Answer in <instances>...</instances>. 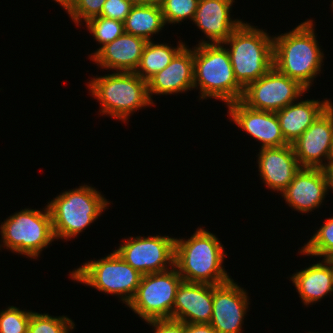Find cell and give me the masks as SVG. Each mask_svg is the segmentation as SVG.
Masks as SVG:
<instances>
[{
  "label": "cell",
  "instance_id": "1",
  "mask_svg": "<svg viewBox=\"0 0 333 333\" xmlns=\"http://www.w3.org/2000/svg\"><path fill=\"white\" fill-rule=\"evenodd\" d=\"M316 39L313 20L273 37V67L307 90L320 74L325 57Z\"/></svg>",
  "mask_w": 333,
  "mask_h": 333
},
{
  "label": "cell",
  "instance_id": "2",
  "mask_svg": "<svg viewBox=\"0 0 333 333\" xmlns=\"http://www.w3.org/2000/svg\"><path fill=\"white\" fill-rule=\"evenodd\" d=\"M227 254L215 234L197 228L188 239H175L174 266L183 281L223 284L232 279L222 266Z\"/></svg>",
  "mask_w": 333,
  "mask_h": 333
},
{
  "label": "cell",
  "instance_id": "3",
  "mask_svg": "<svg viewBox=\"0 0 333 333\" xmlns=\"http://www.w3.org/2000/svg\"><path fill=\"white\" fill-rule=\"evenodd\" d=\"M193 73L194 89L200 90L199 100L213 97L228 105L242 99L244 88L235 78L229 52L222 43L194 47Z\"/></svg>",
  "mask_w": 333,
  "mask_h": 333
},
{
  "label": "cell",
  "instance_id": "4",
  "mask_svg": "<svg viewBox=\"0 0 333 333\" xmlns=\"http://www.w3.org/2000/svg\"><path fill=\"white\" fill-rule=\"evenodd\" d=\"M242 22L223 42L229 52L237 82L245 89L273 67V37Z\"/></svg>",
  "mask_w": 333,
  "mask_h": 333
},
{
  "label": "cell",
  "instance_id": "5",
  "mask_svg": "<svg viewBox=\"0 0 333 333\" xmlns=\"http://www.w3.org/2000/svg\"><path fill=\"white\" fill-rule=\"evenodd\" d=\"M109 205L101 192L89 185L60 193L47 204L55 238L69 240L77 237Z\"/></svg>",
  "mask_w": 333,
  "mask_h": 333
},
{
  "label": "cell",
  "instance_id": "6",
  "mask_svg": "<svg viewBox=\"0 0 333 333\" xmlns=\"http://www.w3.org/2000/svg\"><path fill=\"white\" fill-rule=\"evenodd\" d=\"M89 91L98 100L102 115L126 123L133 112L153 105L148 95L147 82L135 72H114L89 80Z\"/></svg>",
  "mask_w": 333,
  "mask_h": 333
},
{
  "label": "cell",
  "instance_id": "7",
  "mask_svg": "<svg viewBox=\"0 0 333 333\" xmlns=\"http://www.w3.org/2000/svg\"><path fill=\"white\" fill-rule=\"evenodd\" d=\"M0 230L3 240L0 248L5 247L31 259L38 258L56 239L47 205L43 211L25 208L10 215L2 222Z\"/></svg>",
  "mask_w": 333,
  "mask_h": 333
},
{
  "label": "cell",
  "instance_id": "8",
  "mask_svg": "<svg viewBox=\"0 0 333 333\" xmlns=\"http://www.w3.org/2000/svg\"><path fill=\"white\" fill-rule=\"evenodd\" d=\"M69 274L78 283L106 294L118 295L126 305L135 296L142 277L115 250L100 260L85 262Z\"/></svg>",
  "mask_w": 333,
  "mask_h": 333
},
{
  "label": "cell",
  "instance_id": "9",
  "mask_svg": "<svg viewBox=\"0 0 333 333\" xmlns=\"http://www.w3.org/2000/svg\"><path fill=\"white\" fill-rule=\"evenodd\" d=\"M182 281L175 266L142 275L136 294L127 306L145 322L172 319L176 292Z\"/></svg>",
  "mask_w": 333,
  "mask_h": 333
},
{
  "label": "cell",
  "instance_id": "10",
  "mask_svg": "<svg viewBox=\"0 0 333 333\" xmlns=\"http://www.w3.org/2000/svg\"><path fill=\"white\" fill-rule=\"evenodd\" d=\"M306 91L298 81L272 67L244 89L241 101L254 110L277 112L304 96Z\"/></svg>",
  "mask_w": 333,
  "mask_h": 333
},
{
  "label": "cell",
  "instance_id": "11",
  "mask_svg": "<svg viewBox=\"0 0 333 333\" xmlns=\"http://www.w3.org/2000/svg\"><path fill=\"white\" fill-rule=\"evenodd\" d=\"M127 239L115 251L140 274L162 272L174 266L175 237L156 234Z\"/></svg>",
  "mask_w": 333,
  "mask_h": 333
},
{
  "label": "cell",
  "instance_id": "12",
  "mask_svg": "<svg viewBox=\"0 0 333 333\" xmlns=\"http://www.w3.org/2000/svg\"><path fill=\"white\" fill-rule=\"evenodd\" d=\"M332 142L331 103L291 145L301 168H322L326 164L325 160L328 162Z\"/></svg>",
  "mask_w": 333,
  "mask_h": 333
},
{
  "label": "cell",
  "instance_id": "13",
  "mask_svg": "<svg viewBox=\"0 0 333 333\" xmlns=\"http://www.w3.org/2000/svg\"><path fill=\"white\" fill-rule=\"evenodd\" d=\"M233 279L213 285V310L210 325L217 333H241L249 297Z\"/></svg>",
  "mask_w": 333,
  "mask_h": 333
},
{
  "label": "cell",
  "instance_id": "14",
  "mask_svg": "<svg viewBox=\"0 0 333 333\" xmlns=\"http://www.w3.org/2000/svg\"><path fill=\"white\" fill-rule=\"evenodd\" d=\"M227 107L230 121L259 141L261 149L288 145L282 135L276 112L251 109L241 100L229 103Z\"/></svg>",
  "mask_w": 333,
  "mask_h": 333
},
{
  "label": "cell",
  "instance_id": "15",
  "mask_svg": "<svg viewBox=\"0 0 333 333\" xmlns=\"http://www.w3.org/2000/svg\"><path fill=\"white\" fill-rule=\"evenodd\" d=\"M194 48L185 45L163 70L147 81L148 95H171L194 89Z\"/></svg>",
  "mask_w": 333,
  "mask_h": 333
},
{
  "label": "cell",
  "instance_id": "16",
  "mask_svg": "<svg viewBox=\"0 0 333 333\" xmlns=\"http://www.w3.org/2000/svg\"><path fill=\"white\" fill-rule=\"evenodd\" d=\"M258 153L260 179L268 189L282 193L301 169L292 145L262 148Z\"/></svg>",
  "mask_w": 333,
  "mask_h": 333
},
{
  "label": "cell",
  "instance_id": "17",
  "mask_svg": "<svg viewBox=\"0 0 333 333\" xmlns=\"http://www.w3.org/2000/svg\"><path fill=\"white\" fill-rule=\"evenodd\" d=\"M235 0H199L193 22L206 35L202 43H223L243 22L231 19L230 11Z\"/></svg>",
  "mask_w": 333,
  "mask_h": 333
},
{
  "label": "cell",
  "instance_id": "18",
  "mask_svg": "<svg viewBox=\"0 0 333 333\" xmlns=\"http://www.w3.org/2000/svg\"><path fill=\"white\" fill-rule=\"evenodd\" d=\"M281 194L285 202L300 213L319 208L328 194L323 170L301 168Z\"/></svg>",
  "mask_w": 333,
  "mask_h": 333
},
{
  "label": "cell",
  "instance_id": "19",
  "mask_svg": "<svg viewBox=\"0 0 333 333\" xmlns=\"http://www.w3.org/2000/svg\"><path fill=\"white\" fill-rule=\"evenodd\" d=\"M213 285L182 281L177 289L172 319L185 323H210Z\"/></svg>",
  "mask_w": 333,
  "mask_h": 333
},
{
  "label": "cell",
  "instance_id": "20",
  "mask_svg": "<svg viewBox=\"0 0 333 333\" xmlns=\"http://www.w3.org/2000/svg\"><path fill=\"white\" fill-rule=\"evenodd\" d=\"M146 40L123 33L103 46L92 58L99 67L116 72H135L139 66Z\"/></svg>",
  "mask_w": 333,
  "mask_h": 333
},
{
  "label": "cell",
  "instance_id": "21",
  "mask_svg": "<svg viewBox=\"0 0 333 333\" xmlns=\"http://www.w3.org/2000/svg\"><path fill=\"white\" fill-rule=\"evenodd\" d=\"M331 104L330 100L292 102L276 112L281 132L288 144L295 142L316 118Z\"/></svg>",
  "mask_w": 333,
  "mask_h": 333
},
{
  "label": "cell",
  "instance_id": "22",
  "mask_svg": "<svg viewBox=\"0 0 333 333\" xmlns=\"http://www.w3.org/2000/svg\"><path fill=\"white\" fill-rule=\"evenodd\" d=\"M290 279L307 307L329 294L332 295L333 271L326 259L292 274Z\"/></svg>",
  "mask_w": 333,
  "mask_h": 333
},
{
  "label": "cell",
  "instance_id": "23",
  "mask_svg": "<svg viewBox=\"0 0 333 333\" xmlns=\"http://www.w3.org/2000/svg\"><path fill=\"white\" fill-rule=\"evenodd\" d=\"M165 26L160 4H134L124 21V32L151 41Z\"/></svg>",
  "mask_w": 333,
  "mask_h": 333
},
{
  "label": "cell",
  "instance_id": "24",
  "mask_svg": "<svg viewBox=\"0 0 333 333\" xmlns=\"http://www.w3.org/2000/svg\"><path fill=\"white\" fill-rule=\"evenodd\" d=\"M177 47L168 46V44H159L147 41L142 52L141 60L135 73L146 82L156 73L163 70L174 56L186 45L178 41Z\"/></svg>",
  "mask_w": 333,
  "mask_h": 333
},
{
  "label": "cell",
  "instance_id": "25",
  "mask_svg": "<svg viewBox=\"0 0 333 333\" xmlns=\"http://www.w3.org/2000/svg\"><path fill=\"white\" fill-rule=\"evenodd\" d=\"M310 240L300 249L306 256H320L327 259L333 256V217L328 218Z\"/></svg>",
  "mask_w": 333,
  "mask_h": 333
},
{
  "label": "cell",
  "instance_id": "26",
  "mask_svg": "<svg viewBox=\"0 0 333 333\" xmlns=\"http://www.w3.org/2000/svg\"><path fill=\"white\" fill-rule=\"evenodd\" d=\"M86 26L89 32L93 34L92 36L96 42L101 45L100 48L89 55V59H91L103 46L111 43L124 33V22L102 16H97L88 20Z\"/></svg>",
  "mask_w": 333,
  "mask_h": 333
},
{
  "label": "cell",
  "instance_id": "27",
  "mask_svg": "<svg viewBox=\"0 0 333 333\" xmlns=\"http://www.w3.org/2000/svg\"><path fill=\"white\" fill-rule=\"evenodd\" d=\"M74 327L73 320L67 316L52 317L48 313L32 312L27 333H69Z\"/></svg>",
  "mask_w": 333,
  "mask_h": 333
},
{
  "label": "cell",
  "instance_id": "28",
  "mask_svg": "<svg viewBox=\"0 0 333 333\" xmlns=\"http://www.w3.org/2000/svg\"><path fill=\"white\" fill-rule=\"evenodd\" d=\"M199 0H164L160 3L164 23L175 24L185 19L192 21L197 10Z\"/></svg>",
  "mask_w": 333,
  "mask_h": 333
},
{
  "label": "cell",
  "instance_id": "29",
  "mask_svg": "<svg viewBox=\"0 0 333 333\" xmlns=\"http://www.w3.org/2000/svg\"><path fill=\"white\" fill-rule=\"evenodd\" d=\"M32 311L9 306L0 311V333H27Z\"/></svg>",
  "mask_w": 333,
  "mask_h": 333
},
{
  "label": "cell",
  "instance_id": "30",
  "mask_svg": "<svg viewBox=\"0 0 333 333\" xmlns=\"http://www.w3.org/2000/svg\"><path fill=\"white\" fill-rule=\"evenodd\" d=\"M106 0H74L68 15L76 25H81V22L100 16ZM83 20V21H82Z\"/></svg>",
  "mask_w": 333,
  "mask_h": 333
},
{
  "label": "cell",
  "instance_id": "31",
  "mask_svg": "<svg viewBox=\"0 0 333 333\" xmlns=\"http://www.w3.org/2000/svg\"><path fill=\"white\" fill-rule=\"evenodd\" d=\"M134 4L132 0H106L100 16L124 22Z\"/></svg>",
  "mask_w": 333,
  "mask_h": 333
},
{
  "label": "cell",
  "instance_id": "32",
  "mask_svg": "<svg viewBox=\"0 0 333 333\" xmlns=\"http://www.w3.org/2000/svg\"><path fill=\"white\" fill-rule=\"evenodd\" d=\"M154 327V333H185V322L173 319H154L147 322Z\"/></svg>",
  "mask_w": 333,
  "mask_h": 333
},
{
  "label": "cell",
  "instance_id": "33",
  "mask_svg": "<svg viewBox=\"0 0 333 333\" xmlns=\"http://www.w3.org/2000/svg\"><path fill=\"white\" fill-rule=\"evenodd\" d=\"M185 333H217L209 323H185Z\"/></svg>",
  "mask_w": 333,
  "mask_h": 333
},
{
  "label": "cell",
  "instance_id": "34",
  "mask_svg": "<svg viewBox=\"0 0 333 333\" xmlns=\"http://www.w3.org/2000/svg\"><path fill=\"white\" fill-rule=\"evenodd\" d=\"M321 169L325 175L327 190L331 189L333 191V161L326 162Z\"/></svg>",
  "mask_w": 333,
  "mask_h": 333
},
{
  "label": "cell",
  "instance_id": "35",
  "mask_svg": "<svg viewBox=\"0 0 333 333\" xmlns=\"http://www.w3.org/2000/svg\"><path fill=\"white\" fill-rule=\"evenodd\" d=\"M54 1L58 2V4L61 5L62 8H64L67 13L70 11L74 3V0H54Z\"/></svg>",
  "mask_w": 333,
  "mask_h": 333
},
{
  "label": "cell",
  "instance_id": "36",
  "mask_svg": "<svg viewBox=\"0 0 333 333\" xmlns=\"http://www.w3.org/2000/svg\"><path fill=\"white\" fill-rule=\"evenodd\" d=\"M135 4L143 3V4H151V0H132Z\"/></svg>",
  "mask_w": 333,
  "mask_h": 333
},
{
  "label": "cell",
  "instance_id": "37",
  "mask_svg": "<svg viewBox=\"0 0 333 333\" xmlns=\"http://www.w3.org/2000/svg\"><path fill=\"white\" fill-rule=\"evenodd\" d=\"M328 161H333V142L331 144V150H330V154L328 157Z\"/></svg>",
  "mask_w": 333,
  "mask_h": 333
},
{
  "label": "cell",
  "instance_id": "38",
  "mask_svg": "<svg viewBox=\"0 0 333 333\" xmlns=\"http://www.w3.org/2000/svg\"><path fill=\"white\" fill-rule=\"evenodd\" d=\"M326 260L329 262V264H330V266H331V268H332V271H333V256L327 258Z\"/></svg>",
  "mask_w": 333,
  "mask_h": 333
},
{
  "label": "cell",
  "instance_id": "39",
  "mask_svg": "<svg viewBox=\"0 0 333 333\" xmlns=\"http://www.w3.org/2000/svg\"><path fill=\"white\" fill-rule=\"evenodd\" d=\"M164 0H151V4H160Z\"/></svg>",
  "mask_w": 333,
  "mask_h": 333
}]
</instances>
